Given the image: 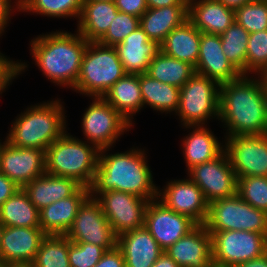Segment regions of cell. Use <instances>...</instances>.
<instances>
[{
    "mask_svg": "<svg viewBox=\"0 0 267 267\" xmlns=\"http://www.w3.org/2000/svg\"><path fill=\"white\" fill-rule=\"evenodd\" d=\"M219 120L227 136L267 134V90L260 80L242 75L220 84Z\"/></svg>",
    "mask_w": 267,
    "mask_h": 267,
    "instance_id": "cell-1",
    "label": "cell"
},
{
    "mask_svg": "<svg viewBox=\"0 0 267 267\" xmlns=\"http://www.w3.org/2000/svg\"><path fill=\"white\" fill-rule=\"evenodd\" d=\"M109 149L99 151L94 180L89 187L90 196L96 198L105 191L117 190L149 201L157 199L159 188L153 183L144 149L132 147L123 153L107 154Z\"/></svg>",
    "mask_w": 267,
    "mask_h": 267,
    "instance_id": "cell-2",
    "label": "cell"
},
{
    "mask_svg": "<svg viewBox=\"0 0 267 267\" xmlns=\"http://www.w3.org/2000/svg\"><path fill=\"white\" fill-rule=\"evenodd\" d=\"M36 65L56 85L74 89L88 41L78 33L56 31L30 42Z\"/></svg>",
    "mask_w": 267,
    "mask_h": 267,
    "instance_id": "cell-3",
    "label": "cell"
},
{
    "mask_svg": "<svg viewBox=\"0 0 267 267\" xmlns=\"http://www.w3.org/2000/svg\"><path fill=\"white\" fill-rule=\"evenodd\" d=\"M61 100L31 105L16 117L6 137L11 145L20 148L46 149L66 130Z\"/></svg>",
    "mask_w": 267,
    "mask_h": 267,
    "instance_id": "cell-4",
    "label": "cell"
},
{
    "mask_svg": "<svg viewBox=\"0 0 267 267\" xmlns=\"http://www.w3.org/2000/svg\"><path fill=\"white\" fill-rule=\"evenodd\" d=\"M67 131L45 151V172L75 179L90 187L98 165L99 149Z\"/></svg>",
    "mask_w": 267,
    "mask_h": 267,
    "instance_id": "cell-5",
    "label": "cell"
},
{
    "mask_svg": "<svg viewBox=\"0 0 267 267\" xmlns=\"http://www.w3.org/2000/svg\"><path fill=\"white\" fill-rule=\"evenodd\" d=\"M126 72L115 47L88 42L74 91L89 97H103Z\"/></svg>",
    "mask_w": 267,
    "mask_h": 267,
    "instance_id": "cell-6",
    "label": "cell"
},
{
    "mask_svg": "<svg viewBox=\"0 0 267 267\" xmlns=\"http://www.w3.org/2000/svg\"><path fill=\"white\" fill-rule=\"evenodd\" d=\"M220 84L195 73L181 88L176 115L182 126H203L207 119L219 118ZM206 122V123H205Z\"/></svg>",
    "mask_w": 267,
    "mask_h": 267,
    "instance_id": "cell-7",
    "label": "cell"
},
{
    "mask_svg": "<svg viewBox=\"0 0 267 267\" xmlns=\"http://www.w3.org/2000/svg\"><path fill=\"white\" fill-rule=\"evenodd\" d=\"M207 231H250L267 236V213L252 207L237 194L208 204Z\"/></svg>",
    "mask_w": 267,
    "mask_h": 267,
    "instance_id": "cell-8",
    "label": "cell"
},
{
    "mask_svg": "<svg viewBox=\"0 0 267 267\" xmlns=\"http://www.w3.org/2000/svg\"><path fill=\"white\" fill-rule=\"evenodd\" d=\"M212 238V261L236 267L267 253V236L250 231H208Z\"/></svg>",
    "mask_w": 267,
    "mask_h": 267,
    "instance_id": "cell-9",
    "label": "cell"
},
{
    "mask_svg": "<svg viewBox=\"0 0 267 267\" xmlns=\"http://www.w3.org/2000/svg\"><path fill=\"white\" fill-rule=\"evenodd\" d=\"M92 101L81 121L85 140L99 150L111 148L132 125L102 97H93Z\"/></svg>",
    "mask_w": 267,
    "mask_h": 267,
    "instance_id": "cell-10",
    "label": "cell"
},
{
    "mask_svg": "<svg viewBox=\"0 0 267 267\" xmlns=\"http://www.w3.org/2000/svg\"><path fill=\"white\" fill-rule=\"evenodd\" d=\"M95 199L100 203L116 237L144 227L149 200L117 190L100 193Z\"/></svg>",
    "mask_w": 267,
    "mask_h": 267,
    "instance_id": "cell-11",
    "label": "cell"
},
{
    "mask_svg": "<svg viewBox=\"0 0 267 267\" xmlns=\"http://www.w3.org/2000/svg\"><path fill=\"white\" fill-rule=\"evenodd\" d=\"M65 235L72 242L95 244L106 251L113 249L117 244V237L100 203L91 196L80 206L73 224Z\"/></svg>",
    "mask_w": 267,
    "mask_h": 267,
    "instance_id": "cell-12",
    "label": "cell"
},
{
    "mask_svg": "<svg viewBox=\"0 0 267 267\" xmlns=\"http://www.w3.org/2000/svg\"><path fill=\"white\" fill-rule=\"evenodd\" d=\"M187 174L208 204L237 194V176L225 151L211 161L193 166Z\"/></svg>",
    "mask_w": 267,
    "mask_h": 267,
    "instance_id": "cell-13",
    "label": "cell"
},
{
    "mask_svg": "<svg viewBox=\"0 0 267 267\" xmlns=\"http://www.w3.org/2000/svg\"><path fill=\"white\" fill-rule=\"evenodd\" d=\"M225 138L224 151L237 177H267V134Z\"/></svg>",
    "mask_w": 267,
    "mask_h": 267,
    "instance_id": "cell-14",
    "label": "cell"
},
{
    "mask_svg": "<svg viewBox=\"0 0 267 267\" xmlns=\"http://www.w3.org/2000/svg\"><path fill=\"white\" fill-rule=\"evenodd\" d=\"M144 226L165 251L197 224L189 217L174 212L154 199L147 204Z\"/></svg>",
    "mask_w": 267,
    "mask_h": 267,
    "instance_id": "cell-15",
    "label": "cell"
},
{
    "mask_svg": "<svg viewBox=\"0 0 267 267\" xmlns=\"http://www.w3.org/2000/svg\"><path fill=\"white\" fill-rule=\"evenodd\" d=\"M157 200L174 212L189 217L197 225H204L206 221L208 203L190 178L167 182L163 189H158Z\"/></svg>",
    "mask_w": 267,
    "mask_h": 267,
    "instance_id": "cell-16",
    "label": "cell"
},
{
    "mask_svg": "<svg viewBox=\"0 0 267 267\" xmlns=\"http://www.w3.org/2000/svg\"><path fill=\"white\" fill-rule=\"evenodd\" d=\"M0 173L23 188L45 173V150L20 148L5 139L0 151Z\"/></svg>",
    "mask_w": 267,
    "mask_h": 267,
    "instance_id": "cell-17",
    "label": "cell"
},
{
    "mask_svg": "<svg viewBox=\"0 0 267 267\" xmlns=\"http://www.w3.org/2000/svg\"><path fill=\"white\" fill-rule=\"evenodd\" d=\"M46 235L41 227L4 226L0 245V263L32 264Z\"/></svg>",
    "mask_w": 267,
    "mask_h": 267,
    "instance_id": "cell-18",
    "label": "cell"
},
{
    "mask_svg": "<svg viewBox=\"0 0 267 267\" xmlns=\"http://www.w3.org/2000/svg\"><path fill=\"white\" fill-rule=\"evenodd\" d=\"M195 73L207 76L218 84L231 82L242 76L223 53L220 35L204 32H201Z\"/></svg>",
    "mask_w": 267,
    "mask_h": 267,
    "instance_id": "cell-19",
    "label": "cell"
},
{
    "mask_svg": "<svg viewBox=\"0 0 267 267\" xmlns=\"http://www.w3.org/2000/svg\"><path fill=\"white\" fill-rule=\"evenodd\" d=\"M165 252L180 267H209L212 261V238L204 225H197Z\"/></svg>",
    "mask_w": 267,
    "mask_h": 267,
    "instance_id": "cell-20",
    "label": "cell"
},
{
    "mask_svg": "<svg viewBox=\"0 0 267 267\" xmlns=\"http://www.w3.org/2000/svg\"><path fill=\"white\" fill-rule=\"evenodd\" d=\"M124 71L129 74L146 73L151 60L160 52V45L151 41L141 27L115 46Z\"/></svg>",
    "mask_w": 267,
    "mask_h": 267,
    "instance_id": "cell-21",
    "label": "cell"
},
{
    "mask_svg": "<svg viewBox=\"0 0 267 267\" xmlns=\"http://www.w3.org/2000/svg\"><path fill=\"white\" fill-rule=\"evenodd\" d=\"M116 246L123 254L126 267H152L164 252L145 226L121 234Z\"/></svg>",
    "mask_w": 267,
    "mask_h": 267,
    "instance_id": "cell-22",
    "label": "cell"
},
{
    "mask_svg": "<svg viewBox=\"0 0 267 267\" xmlns=\"http://www.w3.org/2000/svg\"><path fill=\"white\" fill-rule=\"evenodd\" d=\"M90 189L81 186L73 195L56 201L39 211L40 227L47 235H65Z\"/></svg>",
    "mask_w": 267,
    "mask_h": 267,
    "instance_id": "cell-23",
    "label": "cell"
},
{
    "mask_svg": "<svg viewBox=\"0 0 267 267\" xmlns=\"http://www.w3.org/2000/svg\"><path fill=\"white\" fill-rule=\"evenodd\" d=\"M188 19L200 31L220 35L234 22V10L218 0H188Z\"/></svg>",
    "mask_w": 267,
    "mask_h": 267,
    "instance_id": "cell-24",
    "label": "cell"
},
{
    "mask_svg": "<svg viewBox=\"0 0 267 267\" xmlns=\"http://www.w3.org/2000/svg\"><path fill=\"white\" fill-rule=\"evenodd\" d=\"M82 185L75 179L45 172L27 183L23 190L40 211L48 205L73 195Z\"/></svg>",
    "mask_w": 267,
    "mask_h": 267,
    "instance_id": "cell-25",
    "label": "cell"
},
{
    "mask_svg": "<svg viewBox=\"0 0 267 267\" xmlns=\"http://www.w3.org/2000/svg\"><path fill=\"white\" fill-rule=\"evenodd\" d=\"M132 126L133 117L143 108L140 74L126 73L102 97Z\"/></svg>",
    "mask_w": 267,
    "mask_h": 267,
    "instance_id": "cell-26",
    "label": "cell"
},
{
    "mask_svg": "<svg viewBox=\"0 0 267 267\" xmlns=\"http://www.w3.org/2000/svg\"><path fill=\"white\" fill-rule=\"evenodd\" d=\"M114 1H83L77 31L88 42H97L116 18Z\"/></svg>",
    "mask_w": 267,
    "mask_h": 267,
    "instance_id": "cell-27",
    "label": "cell"
},
{
    "mask_svg": "<svg viewBox=\"0 0 267 267\" xmlns=\"http://www.w3.org/2000/svg\"><path fill=\"white\" fill-rule=\"evenodd\" d=\"M188 5L148 8L140 17V27L151 41L159 45L176 27L188 20Z\"/></svg>",
    "mask_w": 267,
    "mask_h": 267,
    "instance_id": "cell-28",
    "label": "cell"
},
{
    "mask_svg": "<svg viewBox=\"0 0 267 267\" xmlns=\"http://www.w3.org/2000/svg\"><path fill=\"white\" fill-rule=\"evenodd\" d=\"M201 32L188 19L174 28L160 44L165 55L196 67L200 51Z\"/></svg>",
    "mask_w": 267,
    "mask_h": 267,
    "instance_id": "cell-29",
    "label": "cell"
},
{
    "mask_svg": "<svg viewBox=\"0 0 267 267\" xmlns=\"http://www.w3.org/2000/svg\"><path fill=\"white\" fill-rule=\"evenodd\" d=\"M191 128L193 131L182 141L187 170L215 159L224 151L223 143L218 141V138L206 125L191 126Z\"/></svg>",
    "mask_w": 267,
    "mask_h": 267,
    "instance_id": "cell-30",
    "label": "cell"
},
{
    "mask_svg": "<svg viewBox=\"0 0 267 267\" xmlns=\"http://www.w3.org/2000/svg\"><path fill=\"white\" fill-rule=\"evenodd\" d=\"M0 222L4 226L40 227L39 210L23 188L0 206Z\"/></svg>",
    "mask_w": 267,
    "mask_h": 267,
    "instance_id": "cell-31",
    "label": "cell"
},
{
    "mask_svg": "<svg viewBox=\"0 0 267 267\" xmlns=\"http://www.w3.org/2000/svg\"><path fill=\"white\" fill-rule=\"evenodd\" d=\"M140 88L143 106L146 104L161 113L177 112L180 88L162 83L146 73L140 74Z\"/></svg>",
    "mask_w": 267,
    "mask_h": 267,
    "instance_id": "cell-32",
    "label": "cell"
},
{
    "mask_svg": "<svg viewBox=\"0 0 267 267\" xmlns=\"http://www.w3.org/2000/svg\"><path fill=\"white\" fill-rule=\"evenodd\" d=\"M146 74L162 83L181 88L195 74V67L160 51L151 60Z\"/></svg>",
    "mask_w": 267,
    "mask_h": 267,
    "instance_id": "cell-33",
    "label": "cell"
},
{
    "mask_svg": "<svg viewBox=\"0 0 267 267\" xmlns=\"http://www.w3.org/2000/svg\"><path fill=\"white\" fill-rule=\"evenodd\" d=\"M223 53L228 61L242 74L247 75V46L249 33L234 22L220 34Z\"/></svg>",
    "mask_w": 267,
    "mask_h": 267,
    "instance_id": "cell-34",
    "label": "cell"
},
{
    "mask_svg": "<svg viewBox=\"0 0 267 267\" xmlns=\"http://www.w3.org/2000/svg\"><path fill=\"white\" fill-rule=\"evenodd\" d=\"M68 252L69 238L66 235H46L32 265L33 267H71Z\"/></svg>",
    "mask_w": 267,
    "mask_h": 267,
    "instance_id": "cell-35",
    "label": "cell"
},
{
    "mask_svg": "<svg viewBox=\"0 0 267 267\" xmlns=\"http://www.w3.org/2000/svg\"><path fill=\"white\" fill-rule=\"evenodd\" d=\"M83 0H20L19 11L55 18H78Z\"/></svg>",
    "mask_w": 267,
    "mask_h": 267,
    "instance_id": "cell-36",
    "label": "cell"
},
{
    "mask_svg": "<svg viewBox=\"0 0 267 267\" xmlns=\"http://www.w3.org/2000/svg\"><path fill=\"white\" fill-rule=\"evenodd\" d=\"M235 22L248 33L267 30V0H253L234 10Z\"/></svg>",
    "mask_w": 267,
    "mask_h": 267,
    "instance_id": "cell-37",
    "label": "cell"
},
{
    "mask_svg": "<svg viewBox=\"0 0 267 267\" xmlns=\"http://www.w3.org/2000/svg\"><path fill=\"white\" fill-rule=\"evenodd\" d=\"M237 195L252 207L267 213V177H237Z\"/></svg>",
    "mask_w": 267,
    "mask_h": 267,
    "instance_id": "cell-38",
    "label": "cell"
},
{
    "mask_svg": "<svg viewBox=\"0 0 267 267\" xmlns=\"http://www.w3.org/2000/svg\"><path fill=\"white\" fill-rule=\"evenodd\" d=\"M138 27H140L139 17L118 11L107 32L97 42L115 47Z\"/></svg>",
    "mask_w": 267,
    "mask_h": 267,
    "instance_id": "cell-39",
    "label": "cell"
},
{
    "mask_svg": "<svg viewBox=\"0 0 267 267\" xmlns=\"http://www.w3.org/2000/svg\"><path fill=\"white\" fill-rule=\"evenodd\" d=\"M267 64V30L249 33L247 75L256 74ZM253 72V73H252Z\"/></svg>",
    "mask_w": 267,
    "mask_h": 267,
    "instance_id": "cell-40",
    "label": "cell"
},
{
    "mask_svg": "<svg viewBox=\"0 0 267 267\" xmlns=\"http://www.w3.org/2000/svg\"><path fill=\"white\" fill-rule=\"evenodd\" d=\"M106 250L91 243H77L69 240L68 258L71 267H93Z\"/></svg>",
    "mask_w": 267,
    "mask_h": 267,
    "instance_id": "cell-41",
    "label": "cell"
},
{
    "mask_svg": "<svg viewBox=\"0 0 267 267\" xmlns=\"http://www.w3.org/2000/svg\"><path fill=\"white\" fill-rule=\"evenodd\" d=\"M27 67L26 63L16 62L0 52V94L7 89L13 79H16Z\"/></svg>",
    "mask_w": 267,
    "mask_h": 267,
    "instance_id": "cell-42",
    "label": "cell"
},
{
    "mask_svg": "<svg viewBox=\"0 0 267 267\" xmlns=\"http://www.w3.org/2000/svg\"><path fill=\"white\" fill-rule=\"evenodd\" d=\"M118 11L141 17L148 9L146 0H115Z\"/></svg>",
    "mask_w": 267,
    "mask_h": 267,
    "instance_id": "cell-43",
    "label": "cell"
},
{
    "mask_svg": "<svg viewBox=\"0 0 267 267\" xmlns=\"http://www.w3.org/2000/svg\"><path fill=\"white\" fill-rule=\"evenodd\" d=\"M93 267H126L121 250L115 246L104 253L99 262Z\"/></svg>",
    "mask_w": 267,
    "mask_h": 267,
    "instance_id": "cell-44",
    "label": "cell"
},
{
    "mask_svg": "<svg viewBox=\"0 0 267 267\" xmlns=\"http://www.w3.org/2000/svg\"><path fill=\"white\" fill-rule=\"evenodd\" d=\"M20 188L14 181L0 173V206Z\"/></svg>",
    "mask_w": 267,
    "mask_h": 267,
    "instance_id": "cell-45",
    "label": "cell"
},
{
    "mask_svg": "<svg viewBox=\"0 0 267 267\" xmlns=\"http://www.w3.org/2000/svg\"><path fill=\"white\" fill-rule=\"evenodd\" d=\"M11 2V0H0V36L8 26L12 10H15L14 6H11Z\"/></svg>",
    "mask_w": 267,
    "mask_h": 267,
    "instance_id": "cell-46",
    "label": "cell"
},
{
    "mask_svg": "<svg viewBox=\"0 0 267 267\" xmlns=\"http://www.w3.org/2000/svg\"><path fill=\"white\" fill-rule=\"evenodd\" d=\"M148 8H162L171 5H188V0H146Z\"/></svg>",
    "mask_w": 267,
    "mask_h": 267,
    "instance_id": "cell-47",
    "label": "cell"
},
{
    "mask_svg": "<svg viewBox=\"0 0 267 267\" xmlns=\"http://www.w3.org/2000/svg\"><path fill=\"white\" fill-rule=\"evenodd\" d=\"M152 267H180L165 251Z\"/></svg>",
    "mask_w": 267,
    "mask_h": 267,
    "instance_id": "cell-48",
    "label": "cell"
},
{
    "mask_svg": "<svg viewBox=\"0 0 267 267\" xmlns=\"http://www.w3.org/2000/svg\"><path fill=\"white\" fill-rule=\"evenodd\" d=\"M236 267H267V253H265L261 257L243 262Z\"/></svg>",
    "mask_w": 267,
    "mask_h": 267,
    "instance_id": "cell-49",
    "label": "cell"
},
{
    "mask_svg": "<svg viewBox=\"0 0 267 267\" xmlns=\"http://www.w3.org/2000/svg\"><path fill=\"white\" fill-rule=\"evenodd\" d=\"M220 3H223L226 7L231 8L233 10L241 7L242 5L253 1V0H218Z\"/></svg>",
    "mask_w": 267,
    "mask_h": 267,
    "instance_id": "cell-50",
    "label": "cell"
},
{
    "mask_svg": "<svg viewBox=\"0 0 267 267\" xmlns=\"http://www.w3.org/2000/svg\"><path fill=\"white\" fill-rule=\"evenodd\" d=\"M263 87L267 90V64L257 73Z\"/></svg>",
    "mask_w": 267,
    "mask_h": 267,
    "instance_id": "cell-51",
    "label": "cell"
},
{
    "mask_svg": "<svg viewBox=\"0 0 267 267\" xmlns=\"http://www.w3.org/2000/svg\"><path fill=\"white\" fill-rule=\"evenodd\" d=\"M5 267H33L32 264L5 265Z\"/></svg>",
    "mask_w": 267,
    "mask_h": 267,
    "instance_id": "cell-52",
    "label": "cell"
},
{
    "mask_svg": "<svg viewBox=\"0 0 267 267\" xmlns=\"http://www.w3.org/2000/svg\"><path fill=\"white\" fill-rule=\"evenodd\" d=\"M3 228H4V225L0 222V245H1V238H2Z\"/></svg>",
    "mask_w": 267,
    "mask_h": 267,
    "instance_id": "cell-53",
    "label": "cell"
},
{
    "mask_svg": "<svg viewBox=\"0 0 267 267\" xmlns=\"http://www.w3.org/2000/svg\"><path fill=\"white\" fill-rule=\"evenodd\" d=\"M209 267H230V266H223V265L212 263Z\"/></svg>",
    "mask_w": 267,
    "mask_h": 267,
    "instance_id": "cell-54",
    "label": "cell"
},
{
    "mask_svg": "<svg viewBox=\"0 0 267 267\" xmlns=\"http://www.w3.org/2000/svg\"><path fill=\"white\" fill-rule=\"evenodd\" d=\"M19 1H20V0H16V2H14V3H16V5L14 4V6H17V7H15L16 10L18 9L17 11H19Z\"/></svg>",
    "mask_w": 267,
    "mask_h": 267,
    "instance_id": "cell-55",
    "label": "cell"
},
{
    "mask_svg": "<svg viewBox=\"0 0 267 267\" xmlns=\"http://www.w3.org/2000/svg\"><path fill=\"white\" fill-rule=\"evenodd\" d=\"M83 1H115V0H83Z\"/></svg>",
    "mask_w": 267,
    "mask_h": 267,
    "instance_id": "cell-56",
    "label": "cell"
},
{
    "mask_svg": "<svg viewBox=\"0 0 267 267\" xmlns=\"http://www.w3.org/2000/svg\"><path fill=\"white\" fill-rule=\"evenodd\" d=\"M3 144H4V142L2 143V142L0 141V151H1V148H2Z\"/></svg>",
    "mask_w": 267,
    "mask_h": 267,
    "instance_id": "cell-57",
    "label": "cell"
},
{
    "mask_svg": "<svg viewBox=\"0 0 267 267\" xmlns=\"http://www.w3.org/2000/svg\"><path fill=\"white\" fill-rule=\"evenodd\" d=\"M0 267H5V265H4V264H2V263H0Z\"/></svg>",
    "mask_w": 267,
    "mask_h": 267,
    "instance_id": "cell-58",
    "label": "cell"
}]
</instances>
